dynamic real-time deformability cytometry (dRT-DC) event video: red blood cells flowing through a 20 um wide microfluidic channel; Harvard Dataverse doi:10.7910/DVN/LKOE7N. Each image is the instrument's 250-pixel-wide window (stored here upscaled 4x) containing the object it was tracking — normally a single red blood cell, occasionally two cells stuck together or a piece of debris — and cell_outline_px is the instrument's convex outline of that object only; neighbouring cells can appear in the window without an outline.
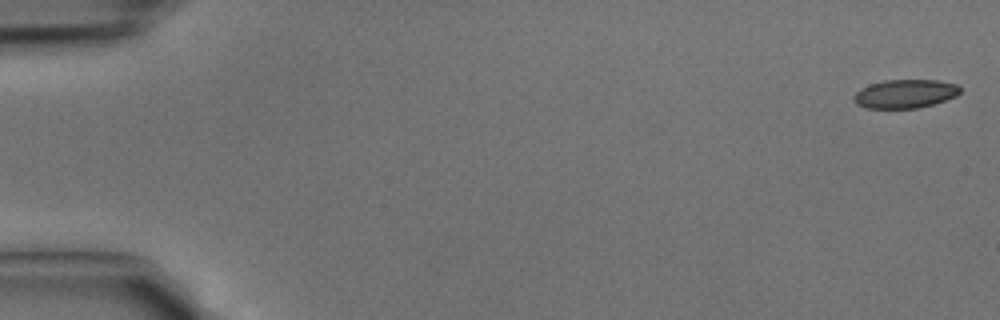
{"species": "common noctule bat (a hibernating species)", "species_latin": "Nyctalus noctula", "temperature_condition": "cold", "stored_images_in_passage": 12, "camera_frame_rate_fps": 3000, "um_per_image_px": 0.085, "animal": {"sex": "male", "body_mass_g": 15.6}, "frame": {"image": 1, "passage_image": 1, "time_ms": 0.0, "image_size_px": [1000, 320], "cell_outline_px": [[960, 92], [956, 96], [932, 104], [916, 108], [864, 108], [856, 104], [852, 96], [860, 88], [868, 84], [884, 80], [936, 80], [956, 84], [960, 88]], "centroid_in_image_um": [76.88, 7.97], "position_along_channel_um": 8.1, "area_um2": 17.74}}
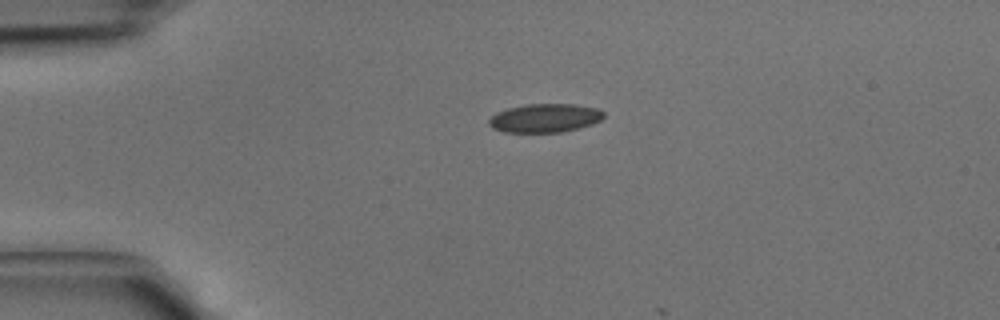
{"frame": {"image": 2, "passage_image": 10, "time_ms": 3.0, "image_size_px": [1000, 320], "cell_outline_px": [[604, 116], [600, 120], [592, 124], [560, 132], [504, 132], [492, 128], [488, 124], [488, 120], [496, 112], [508, 108], [528, 104], [576, 104], [600, 108], [604, 112]], "centroid_in_image_um": [46.31, 10.02], "position_along_channel_um": 38.7, "area_um2": 19.19}}